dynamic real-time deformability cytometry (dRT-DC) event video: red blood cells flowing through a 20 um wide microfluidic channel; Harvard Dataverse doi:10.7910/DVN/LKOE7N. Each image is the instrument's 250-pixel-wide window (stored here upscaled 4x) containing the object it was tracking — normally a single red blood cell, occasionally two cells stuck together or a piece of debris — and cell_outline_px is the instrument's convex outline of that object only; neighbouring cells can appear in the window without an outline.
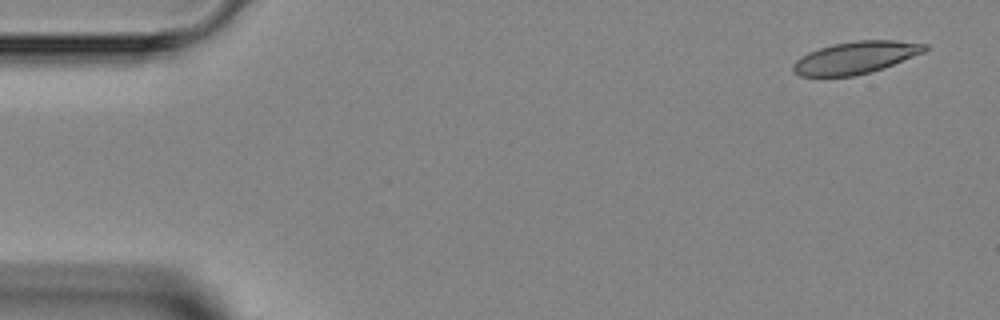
{"species": "Egyptian fruit bat (a non-hibernating species)", "species_latin": "Rousettus aegyptiacus", "temperature_condition": "room temperature", "stored_images_in_passage": 3, "segment_of_instrument_passage": [2, 2], "camera_frame_rate_fps": 3000, "um_per_image_px": 0.085, "animal": {"sex": "female"}, "frame": {"image": 1, "passage_image": 3, "time_ms": 2.333, "image_size_px": [1000, 320], "cell_outline_px": [[928, 48], [924, 52], [884, 68], [852, 76], [800, 76], [792, 72], [792, 64], [800, 56], [808, 52], [832, 44], [856, 40], [896, 40], [928, 44]], "centroid_in_image_um": [72.71, 4.89], "position_along_channel_um": 12.3, "area_um2": 24.8}}